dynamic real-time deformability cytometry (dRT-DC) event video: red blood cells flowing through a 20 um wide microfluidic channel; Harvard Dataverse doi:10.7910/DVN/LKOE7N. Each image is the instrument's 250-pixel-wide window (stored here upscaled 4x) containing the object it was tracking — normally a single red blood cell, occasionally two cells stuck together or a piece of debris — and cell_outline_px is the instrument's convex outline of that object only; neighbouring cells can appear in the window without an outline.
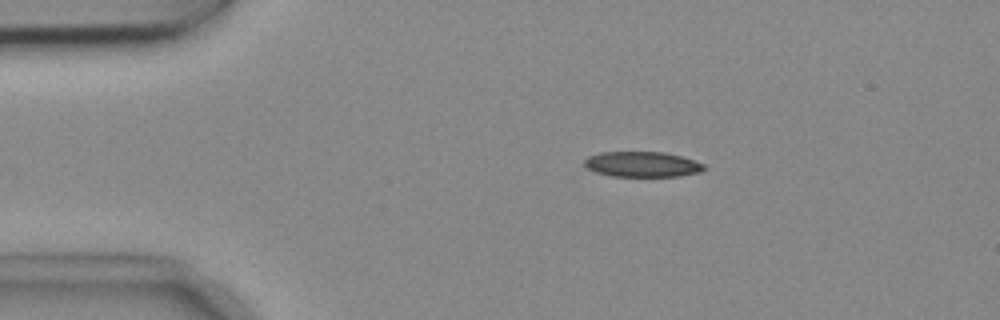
{"species": "common noctule bat (a hibernating species)", "species_latin": "Nyctalus noctula", "temperature_condition": "cold", "stored_images_in_passage": 45, "camera_frame_rate_fps": 3000, "um_per_image_px": 0.085, "animal": {"sex": "female", "body_mass_g": 18.4}, "frame": {"image": 1, "passage_image": 1, "time_ms": 0.0, "image_size_px": [1000, 320], "cell_outline_px": [[704, 168], [700, 172], [680, 176], [612, 176], [596, 172], [588, 168], [584, 164], [584, 160], [588, 156], [600, 152], [664, 152], [680, 156], [704, 164]], "centroid_in_image_um": [54.56, 13.96], "position_along_channel_um": 30.4, "area_um2": 17.51}}
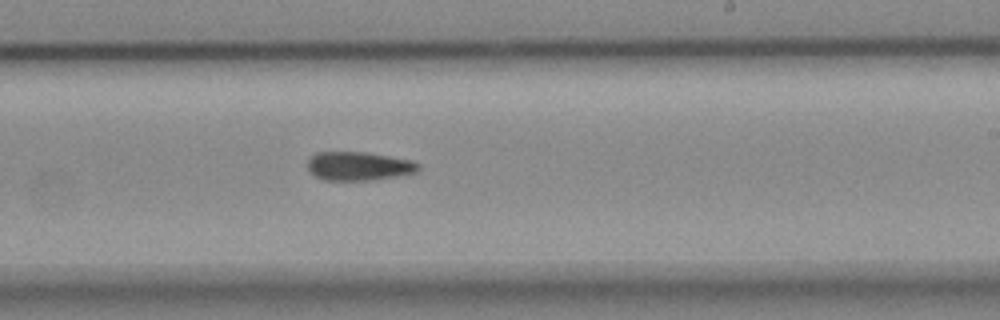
{"frame": {"image": 2, "passage_image": 23, "time_ms": 7.333, "image_size_px": [1000, 320], "cell_outline_px": [[420, 172], [400, 176], [376, 180], [324, 180], [316, 176], [308, 168], [308, 160], [316, 152], [364, 152], [412, 160], [420, 164]], "centroid_in_image_um": [30.56, 14.13], "position_along_channel_um": 258.4, "area_um2": 18.67}}
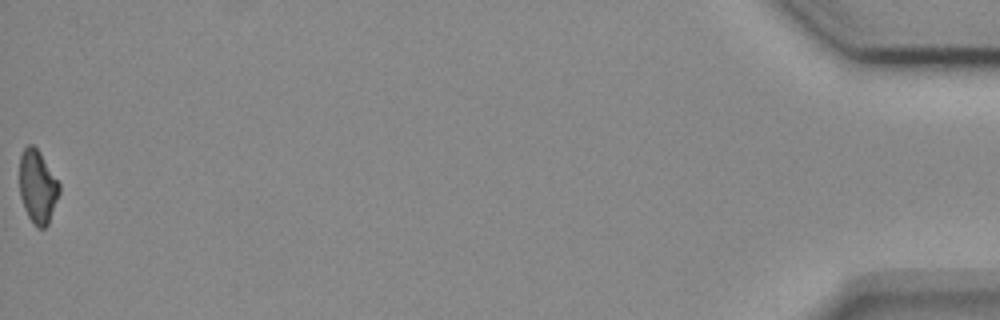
{"frame": {"image": 3, "passage_image": 45, "time_ms": 14.667, "image_size_px": [1000, 320], "cell_outline_px": [[60, 192], [48, 224], [44, 228], [36, 228], [28, 216], [24, 208], [20, 196], [20, 156], [24, 148], [28, 144], [32, 144], [40, 152], [60, 184]], "centroid_in_image_um": [3.2, 15.88], "position_along_channel_um": 432.0, "area_um2": 16.94}}